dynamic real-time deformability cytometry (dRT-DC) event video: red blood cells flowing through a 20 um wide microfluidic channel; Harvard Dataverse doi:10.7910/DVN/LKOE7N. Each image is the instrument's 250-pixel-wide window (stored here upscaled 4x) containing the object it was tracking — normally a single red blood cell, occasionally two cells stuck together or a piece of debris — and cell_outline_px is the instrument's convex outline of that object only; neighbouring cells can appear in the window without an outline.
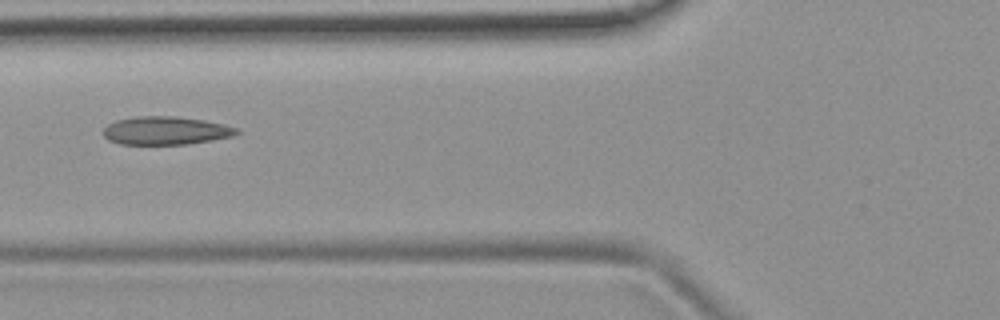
{"species": "common noctule bat (a hibernating species)", "species_latin": "Nyctalus noctula", "temperature_condition": "room temperature", "stored_images_in_passage": 3, "camera_frame_rate_fps": 3000, "um_per_image_px": 0.085, "animal": {"sex": "female", "body_mass_g": 19.9}, "frame": {"image": 1, "passage_image": 3, "time_ms": 2.333, "image_size_px": [1000, 320], "cell_outline_px": [[240, 132], [232, 136], [212, 140], [188, 144], [120, 144], [108, 140], [100, 132], [108, 124], [116, 120], [136, 116], [176, 116], [204, 120], [224, 124], [240, 128]], "centroid_in_image_um": [14.08, 11.1], "position_along_channel_um": 111.7, "area_um2": 22.14}}